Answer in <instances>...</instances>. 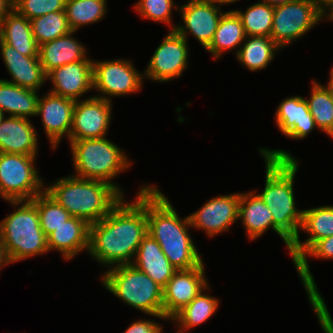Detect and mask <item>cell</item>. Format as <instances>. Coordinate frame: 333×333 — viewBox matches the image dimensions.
I'll list each match as a JSON object with an SVG mask.
<instances>
[{
	"mask_svg": "<svg viewBox=\"0 0 333 333\" xmlns=\"http://www.w3.org/2000/svg\"><path fill=\"white\" fill-rule=\"evenodd\" d=\"M146 184V186H145ZM134 201L122 199L100 221L90 225L88 255L107 269L133 262L147 233V183Z\"/></svg>",
	"mask_w": 333,
	"mask_h": 333,
	"instance_id": "6da1fadb",
	"label": "cell"
},
{
	"mask_svg": "<svg viewBox=\"0 0 333 333\" xmlns=\"http://www.w3.org/2000/svg\"><path fill=\"white\" fill-rule=\"evenodd\" d=\"M265 161V184L262 192H256L273 217V231L283 240L289 251L300 236L303 209H298L294 193V180L299 160L288 150L259 147Z\"/></svg>",
	"mask_w": 333,
	"mask_h": 333,
	"instance_id": "7a4b0ae2",
	"label": "cell"
},
{
	"mask_svg": "<svg viewBox=\"0 0 333 333\" xmlns=\"http://www.w3.org/2000/svg\"><path fill=\"white\" fill-rule=\"evenodd\" d=\"M189 216L181 218L171 201L156 185L147 187V233L160 245L177 269H191L203 263L191 237Z\"/></svg>",
	"mask_w": 333,
	"mask_h": 333,
	"instance_id": "3957f363",
	"label": "cell"
},
{
	"mask_svg": "<svg viewBox=\"0 0 333 333\" xmlns=\"http://www.w3.org/2000/svg\"><path fill=\"white\" fill-rule=\"evenodd\" d=\"M45 191L71 216L83 219L89 225L100 221L125 198L107 182L72 174L57 178L45 186Z\"/></svg>",
	"mask_w": 333,
	"mask_h": 333,
	"instance_id": "277c9868",
	"label": "cell"
},
{
	"mask_svg": "<svg viewBox=\"0 0 333 333\" xmlns=\"http://www.w3.org/2000/svg\"><path fill=\"white\" fill-rule=\"evenodd\" d=\"M12 213L0 220V241L11 264L49 252L37 207L31 201H8ZM16 209V210H15Z\"/></svg>",
	"mask_w": 333,
	"mask_h": 333,
	"instance_id": "5b68a950",
	"label": "cell"
},
{
	"mask_svg": "<svg viewBox=\"0 0 333 333\" xmlns=\"http://www.w3.org/2000/svg\"><path fill=\"white\" fill-rule=\"evenodd\" d=\"M75 177L100 180L113 185L124 197L125 192L113 182L119 174L130 170L131 162L126 152L104 138L69 140ZM117 176V177H116Z\"/></svg>",
	"mask_w": 333,
	"mask_h": 333,
	"instance_id": "8992f818",
	"label": "cell"
},
{
	"mask_svg": "<svg viewBox=\"0 0 333 333\" xmlns=\"http://www.w3.org/2000/svg\"><path fill=\"white\" fill-rule=\"evenodd\" d=\"M99 277L102 287L124 304L168 321L163 316V287L132 264L109 268Z\"/></svg>",
	"mask_w": 333,
	"mask_h": 333,
	"instance_id": "52a82bcc",
	"label": "cell"
},
{
	"mask_svg": "<svg viewBox=\"0 0 333 333\" xmlns=\"http://www.w3.org/2000/svg\"><path fill=\"white\" fill-rule=\"evenodd\" d=\"M37 156L0 153V198L31 201L45 190L44 178L36 167Z\"/></svg>",
	"mask_w": 333,
	"mask_h": 333,
	"instance_id": "ba28073f",
	"label": "cell"
},
{
	"mask_svg": "<svg viewBox=\"0 0 333 333\" xmlns=\"http://www.w3.org/2000/svg\"><path fill=\"white\" fill-rule=\"evenodd\" d=\"M324 21V12L311 0H294L274 7L270 37L283 50Z\"/></svg>",
	"mask_w": 333,
	"mask_h": 333,
	"instance_id": "9c48e42d",
	"label": "cell"
},
{
	"mask_svg": "<svg viewBox=\"0 0 333 333\" xmlns=\"http://www.w3.org/2000/svg\"><path fill=\"white\" fill-rule=\"evenodd\" d=\"M144 73L132 59L93 60V90L98 98L112 102V97L136 94L144 86ZM100 92V93H99Z\"/></svg>",
	"mask_w": 333,
	"mask_h": 333,
	"instance_id": "30bf717a",
	"label": "cell"
},
{
	"mask_svg": "<svg viewBox=\"0 0 333 333\" xmlns=\"http://www.w3.org/2000/svg\"><path fill=\"white\" fill-rule=\"evenodd\" d=\"M144 69L147 81L168 83L182 77L189 66V43L176 30H169Z\"/></svg>",
	"mask_w": 333,
	"mask_h": 333,
	"instance_id": "8fae6325",
	"label": "cell"
},
{
	"mask_svg": "<svg viewBox=\"0 0 333 333\" xmlns=\"http://www.w3.org/2000/svg\"><path fill=\"white\" fill-rule=\"evenodd\" d=\"M222 5L200 0H187L179 4V15L182 23L178 22L176 31L187 41L188 36H193L206 50L212 42L219 21L225 13ZM190 34V35H189Z\"/></svg>",
	"mask_w": 333,
	"mask_h": 333,
	"instance_id": "7c38bea8",
	"label": "cell"
},
{
	"mask_svg": "<svg viewBox=\"0 0 333 333\" xmlns=\"http://www.w3.org/2000/svg\"><path fill=\"white\" fill-rule=\"evenodd\" d=\"M113 102L96 96L75 101L70 140L107 137L110 130Z\"/></svg>",
	"mask_w": 333,
	"mask_h": 333,
	"instance_id": "4fadbf2b",
	"label": "cell"
},
{
	"mask_svg": "<svg viewBox=\"0 0 333 333\" xmlns=\"http://www.w3.org/2000/svg\"><path fill=\"white\" fill-rule=\"evenodd\" d=\"M239 202V192L213 197L188 215L191 227L200 229L210 238L227 233L238 222Z\"/></svg>",
	"mask_w": 333,
	"mask_h": 333,
	"instance_id": "5bb4252c",
	"label": "cell"
},
{
	"mask_svg": "<svg viewBox=\"0 0 333 333\" xmlns=\"http://www.w3.org/2000/svg\"><path fill=\"white\" fill-rule=\"evenodd\" d=\"M204 262L191 269L176 270L163 287V316L168 322L208 284Z\"/></svg>",
	"mask_w": 333,
	"mask_h": 333,
	"instance_id": "9a60e30c",
	"label": "cell"
},
{
	"mask_svg": "<svg viewBox=\"0 0 333 333\" xmlns=\"http://www.w3.org/2000/svg\"><path fill=\"white\" fill-rule=\"evenodd\" d=\"M75 101L49 91L40 96L35 117L42 120L51 149H58L63 138L70 140Z\"/></svg>",
	"mask_w": 333,
	"mask_h": 333,
	"instance_id": "2e32d148",
	"label": "cell"
},
{
	"mask_svg": "<svg viewBox=\"0 0 333 333\" xmlns=\"http://www.w3.org/2000/svg\"><path fill=\"white\" fill-rule=\"evenodd\" d=\"M308 257L333 260V236L318 240L295 264V269L303 283L306 295L321 329L333 325V318L321 295L314 276L310 271Z\"/></svg>",
	"mask_w": 333,
	"mask_h": 333,
	"instance_id": "e0dca14e",
	"label": "cell"
},
{
	"mask_svg": "<svg viewBox=\"0 0 333 333\" xmlns=\"http://www.w3.org/2000/svg\"><path fill=\"white\" fill-rule=\"evenodd\" d=\"M52 84L50 93L74 101L93 90V60H82L52 69L46 75Z\"/></svg>",
	"mask_w": 333,
	"mask_h": 333,
	"instance_id": "ac0fdd59",
	"label": "cell"
},
{
	"mask_svg": "<svg viewBox=\"0 0 333 333\" xmlns=\"http://www.w3.org/2000/svg\"><path fill=\"white\" fill-rule=\"evenodd\" d=\"M274 117L280 132L291 140H303L312 134L315 128L319 131L303 96L284 98L277 106Z\"/></svg>",
	"mask_w": 333,
	"mask_h": 333,
	"instance_id": "d6986e66",
	"label": "cell"
},
{
	"mask_svg": "<svg viewBox=\"0 0 333 333\" xmlns=\"http://www.w3.org/2000/svg\"><path fill=\"white\" fill-rule=\"evenodd\" d=\"M0 53L4 66L11 77L2 79L22 88L38 91L46 81V73L40 63L39 56H25L11 45L0 40Z\"/></svg>",
	"mask_w": 333,
	"mask_h": 333,
	"instance_id": "ffe728a7",
	"label": "cell"
},
{
	"mask_svg": "<svg viewBox=\"0 0 333 333\" xmlns=\"http://www.w3.org/2000/svg\"><path fill=\"white\" fill-rule=\"evenodd\" d=\"M308 235L305 240L300 236L291 244L289 254L295 264L318 240L333 236V205L303 209L302 225L299 233Z\"/></svg>",
	"mask_w": 333,
	"mask_h": 333,
	"instance_id": "44dd1931",
	"label": "cell"
},
{
	"mask_svg": "<svg viewBox=\"0 0 333 333\" xmlns=\"http://www.w3.org/2000/svg\"><path fill=\"white\" fill-rule=\"evenodd\" d=\"M5 117L0 123V153L37 156L39 135L32 121L24 117Z\"/></svg>",
	"mask_w": 333,
	"mask_h": 333,
	"instance_id": "7402d4cb",
	"label": "cell"
},
{
	"mask_svg": "<svg viewBox=\"0 0 333 333\" xmlns=\"http://www.w3.org/2000/svg\"><path fill=\"white\" fill-rule=\"evenodd\" d=\"M90 225L83 219L71 216L64 224L47 236L50 251H58L65 261L89 250Z\"/></svg>",
	"mask_w": 333,
	"mask_h": 333,
	"instance_id": "603a6c76",
	"label": "cell"
},
{
	"mask_svg": "<svg viewBox=\"0 0 333 333\" xmlns=\"http://www.w3.org/2000/svg\"><path fill=\"white\" fill-rule=\"evenodd\" d=\"M75 31L45 42L39 46V59L44 72L47 74L52 69L82 60H93L88 57L86 45L79 42L73 35Z\"/></svg>",
	"mask_w": 333,
	"mask_h": 333,
	"instance_id": "cb8c5ba5",
	"label": "cell"
},
{
	"mask_svg": "<svg viewBox=\"0 0 333 333\" xmlns=\"http://www.w3.org/2000/svg\"><path fill=\"white\" fill-rule=\"evenodd\" d=\"M256 191L240 192L238 221L244 226L249 241L259 239L266 231L273 230L272 213Z\"/></svg>",
	"mask_w": 333,
	"mask_h": 333,
	"instance_id": "d4e9b609",
	"label": "cell"
},
{
	"mask_svg": "<svg viewBox=\"0 0 333 333\" xmlns=\"http://www.w3.org/2000/svg\"><path fill=\"white\" fill-rule=\"evenodd\" d=\"M131 264L162 287L177 270L165 256L159 243L149 234L141 241Z\"/></svg>",
	"mask_w": 333,
	"mask_h": 333,
	"instance_id": "484cf974",
	"label": "cell"
},
{
	"mask_svg": "<svg viewBox=\"0 0 333 333\" xmlns=\"http://www.w3.org/2000/svg\"><path fill=\"white\" fill-rule=\"evenodd\" d=\"M0 40L25 56H39V45L34 39L31 23L13 9L0 24Z\"/></svg>",
	"mask_w": 333,
	"mask_h": 333,
	"instance_id": "4316f807",
	"label": "cell"
},
{
	"mask_svg": "<svg viewBox=\"0 0 333 333\" xmlns=\"http://www.w3.org/2000/svg\"><path fill=\"white\" fill-rule=\"evenodd\" d=\"M246 37L240 17L234 10L222 15L214 38L206 51L219 60L225 52L234 51L236 55Z\"/></svg>",
	"mask_w": 333,
	"mask_h": 333,
	"instance_id": "83f0119b",
	"label": "cell"
},
{
	"mask_svg": "<svg viewBox=\"0 0 333 333\" xmlns=\"http://www.w3.org/2000/svg\"><path fill=\"white\" fill-rule=\"evenodd\" d=\"M210 288L211 286L208 284L188 305L169 321L175 324V328L178 331L187 333L188 330L208 321L218 311L220 300L208 294V292H211Z\"/></svg>",
	"mask_w": 333,
	"mask_h": 333,
	"instance_id": "f1b7e54d",
	"label": "cell"
},
{
	"mask_svg": "<svg viewBox=\"0 0 333 333\" xmlns=\"http://www.w3.org/2000/svg\"><path fill=\"white\" fill-rule=\"evenodd\" d=\"M37 93L0 78V110L8 116L33 118L40 98Z\"/></svg>",
	"mask_w": 333,
	"mask_h": 333,
	"instance_id": "f546056e",
	"label": "cell"
},
{
	"mask_svg": "<svg viewBox=\"0 0 333 333\" xmlns=\"http://www.w3.org/2000/svg\"><path fill=\"white\" fill-rule=\"evenodd\" d=\"M282 49L267 36H246L235 55L242 67L256 72L267 68Z\"/></svg>",
	"mask_w": 333,
	"mask_h": 333,
	"instance_id": "4dcf8cb0",
	"label": "cell"
},
{
	"mask_svg": "<svg viewBox=\"0 0 333 333\" xmlns=\"http://www.w3.org/2000/svg\"><path fill=\"white\" fill-rule=\"evenodd\" d=\"M107 0H66L65 12L72 31L97 24L106 17Z\"/></svg>",
	"mask_w": 333,
	"mask_h": 333,
	"instance_id": "1f68e13d",
	"label": "cell"
},
{
	"mask_svg": "<svg viewBox=\"0 0 333 333\" xmlns=\"http://www.w3.org/2000/svg\"><path fill=\"white\" fill-rule=\"evenodd\" d=\"M311 85L309 99L306 98L309 111L320 132L333 138V100L324 84L314 79Z\"/></svg>",
	"mask_w": 333,
	"mask_h": 333,
	"instance_id": "d6a6232c",
	"label": "cell"
},
{
	"mask_svg": "<svg viewBox=\"0 0 333 333\" xmlns=\"http://www.w3.org/2000/svg\"><path fill=\"white\" fill-rule=\"evenodd\" d=\"M242 21L246 36L270 37L274 7L260 1L249 5L246 10L233 9Z\"/></svg>",
	"mask_w": 333,
	"mask_h": 333,
	"instance_id": "836d02e7",
	"label": "cell"
},
{
	"mask_svg": "<svg viewBox=\"0 0 333 333\" xmlns=\"http://www.w3.org/2000/svg\"><path fill=\"white\" fill-rule=\"evenodd\" d=\"M32 33L37 44L62 37L72 30L69 27L65 11L50 12L30 20Z\"/></svg>",
	"mask_w": 333,
	"mask_h": 333,
	"instance_id": "e575fe53",
	"label": "cell"
},
{
	"mask_svg": "<svg viewBox=\"0 0 333 333\" xmlns=\"http://www.w3.org/2000/svg\"><path fill=\"white\" fill-rule=\"evenodd\" d=\"M31 202L37 207L40 226L46 236L71 217L70 213L45 190L31 200Z\"/></svg>",
	"mask_w": 333,
	"mask_h": 333,
	"instance_id": "d590c367",
	"label": "cell"
},
{
	"mask_svg": "<svg viewBox=\"0 0 333 333\" xmlns=\"http://www.w3.org/2000/svg\"><path fill=\"white\" fill-rule=\"evenodd\" d=\"M174 0H138L133 8L142 19L152 22L163 23L169 26L170 30L176 29V24L172 23V11H178L179 5Z\"/></svg>",
	"mask_w": 333,
	"mask_h": 333,
	"instance_id": "8d00e7d4",
	"label": "cell"
},
{
	"mask_svg": "<svg viewBox=\"0 0 333 333\" xmlns=\"http://www.w3.org/2000/svg\"><path fill=\"white\" fill-rule=\"evenodd\" d=\"M66 0H14V9L28 20L49 14L65 11Z\"/></svg>",
	"mask_w": 333,
	"mask_h": 333,
	"instance_id": "74e56055",
	"label": "cell"
},
{
	"mask_svg": "<svg viewBox=\"0 0 333 333\" xmlns=\"http://www.w3.org/2000/svg\"><path fill=\"white\" fill-rule=\"evenodd\" d=\"M164 330L161 323L154 319H138L126 328L124 333H161Z\"/></svg>",
	"mask_w": 333,
	"mask_h": 333,
	"instance_id": "f35d334b",
	"label": "cell"
},
{
	"mask_svg": "<svg viewBox=\"0 0 333 333\" xmlns=\"http://www.w3.org/2000/svg\"><path fill=\"white\" fill-rule=\"evenodd\" d=\"M14 9V0H0V24Z\"/></svg>",
	"mask_w": 333,
	"mask_h": 333,
	"instance_id": "ab89813d",
	"label": "cell"
},
{
	"mask_svg": "<svg viewBox=\"0 0 333 333\" xmlns=\"http://www.w3.org/2000/svg\"><path fill=\"white\" fill-rule=\"evenodd\" d=\"M9 264H11V263L9 261V258L7 256V254H6L4 246L0 241V272H1V269H3V267H5Z\"/></svg>",
	"mask_w": 333,
	"mask_h": 333,
	"instance_id": "60d3db41",
	"label": "cell"
},
{
	"mask_svg": "<svg viewBox=\"0 0 333 333\" xmlns=\"http://www.w3.org/2000/svg\"><path fill=\"white\" fill-rule=\"evenodd\" d=\"M314 2L323 12L330 6L333 0H311Z\"/></svg>",
	"mask_w": 333,
	"mask_h": 333,
	"instance_id": "b9f144b4",
	"label": "cell"
},
{
	"mask_svg": "<svg viewBox=\"0 0 333 333\" xmlns=\"http://www.w3.org/2000/svg\"><path fill=\"white\" fill-rule=\"evenodd\" d=\"M329 78H328V83H326V88L328 89L329 93H330V96L333 100V67L331 68L330 70V73H329Z\"/></svg>",
	"mask_w": 333,
	"mask_h": 333,
	"instance_id": "7bdbcfd3",
	"label": "cell"
},
{
	"mask_svg": "<svg viewBox=\"0 0 333 333\" xmlns=\"http://www.w3.org/2000/svg\"><path fill=\"white\" fill-rule=\"evenodd\" d=\"M324 20L333 21V2L330 6L324 11Z\"/></svg>",
	"mask_w": 333,
	"mask_h": 333,
	"instance_id": "ee69618b",
	"label": "cell"
},
{
	"mask_svg": "<svg viewBox=\"0 0 333 333\" xmlns=\"http://www.w3.org/2000/svg\"><path fill=\"white\" fill-rule=\"evenodd\" d=\"M200 1H205V2H212V3H217V4H220V5H230V4H233V3H237L238 1L240 0H200Z\"/></svg>",
	"mask_w": 333,
	"mask_h": 333,
	"instance_id": "f6af8a7d",
	"label": "cell"
},
{
	"mask_svg": "<svg viewBox=\"0 0 333 333\" xmlns=\"http://www.w3.org/2000/svg\"><path fill=\"white\" fill-rule=\"evenodd\" d=\"M261 1L268 3L273 7L285 4V0H261Z\"/></svg>",
	"mask_w": 333,
	"mask_h": 333,
	"instance_id": "bcb514c9",
	"label": "cell"
},
{
	"mask_svg": "<svg viewBox=\"0 0 333 333\" xmlns=\"http://www.w3.org/2000/svg\"><path fill=\"white\" fill-rule=\"evenodd\" d=\"M324 333H333V325L322 328Z\"/></svg>",
	"mask_w": 333,
	"mask_h": 333,
	"instance_id": "7dc6e473",
	"label": "cell"
},
{
	"mask_svg": "<svg viewBox=\"0 0 333 333\" xmlns=\"http://www.w3.org/2000/svg\"><path fill=\"white\" fill-rule=\"evenodd\" d=\"M4 116H5V115H4L3 112L0 110V123H1V121H2V119H3Z\"/></svg>",
	"mask_w": 333,
	"mask_h": 333,
	"instance_id": "c3c4849f",
	"label": "cell"
},
{
	"mask_svg": "<svg viewBox=\"0 0 333 333\" xmlns=\"http://www.w3.org/2000/svg\"><path fill=\"white\" fill-rule=\"evenodd\" d=\"M294 0H285V4L288 3V2H292Z\"/></svg>",
	"mask_w": 333,
	"mask_h": 333,
	"instance_id": "681fc988",
	"label": "cell"
},
{
	"mask_svg": "<svg viewBox=\"0 0 333 333\" xmlns=\"http://www.w3.org/2000/svg\"><path fill=\"white\" fill-rule=\"evenodd\" d=\"M164 331L162 330L161 331V333H163ZM175 333H182V332H180V331H178V330H176V332Z\"/></svg>",
	"mask_w": 333,
	"mask_h": 333,
	"instance_id": "f907efd6",
	"label": "cell"
}]
</instances>
